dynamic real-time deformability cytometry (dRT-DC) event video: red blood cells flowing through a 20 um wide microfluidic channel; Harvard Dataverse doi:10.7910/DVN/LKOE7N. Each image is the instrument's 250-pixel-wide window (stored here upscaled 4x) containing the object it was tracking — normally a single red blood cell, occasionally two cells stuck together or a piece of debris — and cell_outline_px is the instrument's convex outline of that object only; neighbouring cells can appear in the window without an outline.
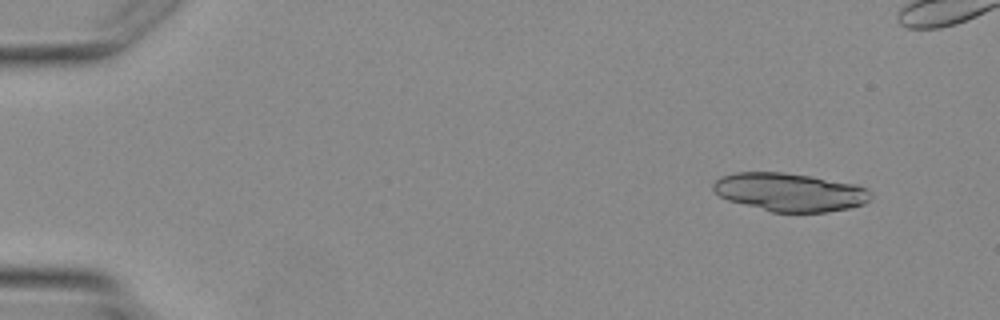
{"species": "Egyptian fruit bat (a non-hibernating species)", "species_latin": "Rousettus aegyptiacus", "temperature_condition": "warm", "stored_images_in_passage": 5, "camera_frame_rate_fps": 3000, "um_per_image_px": 0.085, "animal": {"sex": "female"}, "frame": {"image": 1, "passage_image": 2, "time_ms": 1.0, "image_size_px": [1000, 320], "cell_outline_px": [[872, 196], [864, 204], [848, 208], [828, 212], [772, 212], [728, 200], [720, 196], [712, 188], [712, 184], [720, 176], [736, 172], [784, 172], [812, 176], [856, 184], [868, 188], [872, 192]], "centroid_in_image_um": [67.15, 16.32], "position_along_channel_um": 17.8, "area_um2": 35.32}}
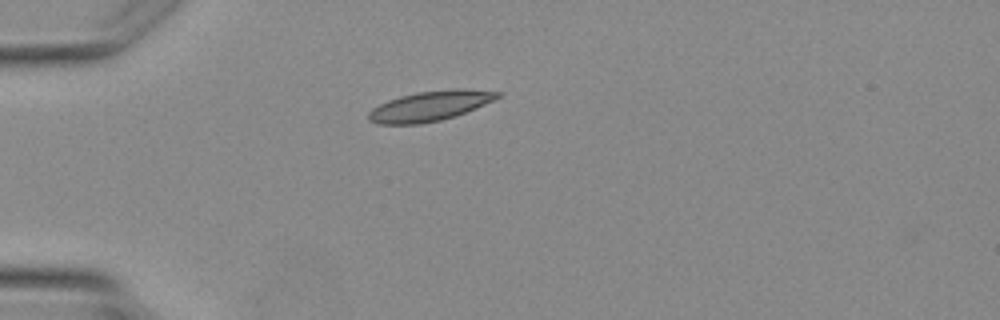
{"frame": {"image": 2, "passage_image": 5, "time_ms": 5.333, "image_size_px": [1000, 320], "cell_outline_px": [[504, 92], [500, 96], [476, 108], [440, 120], [420, 124], [380, 124], [368, 120], [368, 112], [372, 108], [388, 100], [400, 96], [416, 92], [452, 88], [464, 88]], "centroid_in_image_um": [36.54, 8.99], "position_along_channel_um": 48.5, "area_um2": 22.48}}